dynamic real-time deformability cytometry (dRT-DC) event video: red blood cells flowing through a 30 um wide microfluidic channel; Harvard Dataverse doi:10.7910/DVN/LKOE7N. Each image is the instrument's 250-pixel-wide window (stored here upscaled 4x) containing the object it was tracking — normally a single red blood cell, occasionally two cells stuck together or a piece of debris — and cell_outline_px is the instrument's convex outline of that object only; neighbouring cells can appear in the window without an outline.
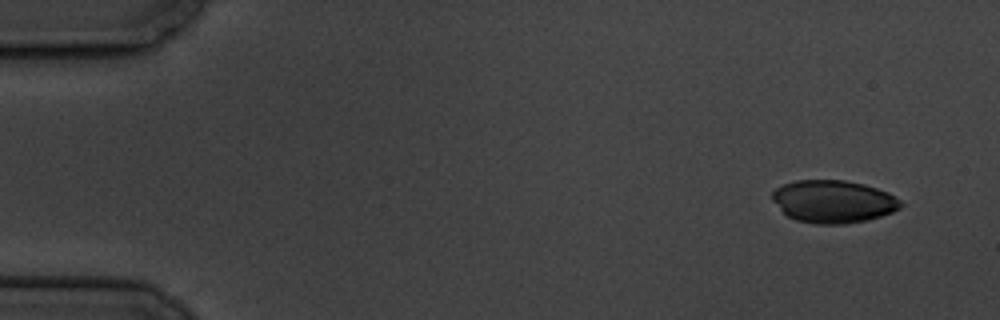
{"species": "common noctule bat (a hibernating species)", "species_latin": "Nyctalus noctula", "temperature_condition": "cold", "stored_images_in_passage": 4, "camera_frame_rate_fps": 3000, "um_per_image_px": 0.085, "animal": {"sex": "male", "body_mass_g": 19.5, "forearm_length_mm": 54.6}, "frame": {"image": 1, "passage_image": 1, "time_ms": 0.0, "image_size_px": [1000, 320], "cell_outline_px": [[904, 204], [900, 208], [892, 212], [868, 220], [844, 224], [816, 224], [796, 220], [788, 216], [772, 200], [772, 192], [776, 188], [784, 184], [796, 180], [844, 180], [864, 184], [888, 192], [900, 200]], "centroid_in_image_um": [70.84, 17.13], "position_along_channel_um": 14.2, "area_um2": 31.91}}
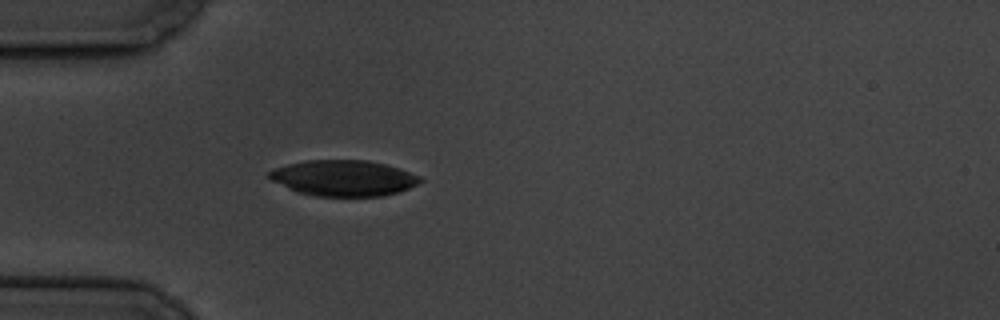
{"frame": {"image": 2, "passage_image": 4, "time_ms": 4.333, "image_size_px": [1000, 320], "cell_outline_px": [[424, 180], [400, 192], [380, 196], [316, 196], [296, 192], [264, 176], [272, 168], [288, 164], [308, 160], [368, 160], [384, 164], [420, 176]], "centroid_in_image_um": [29.15, 15.14], "position_along_channel_um": 55.9, "area_um2": 31.5}}